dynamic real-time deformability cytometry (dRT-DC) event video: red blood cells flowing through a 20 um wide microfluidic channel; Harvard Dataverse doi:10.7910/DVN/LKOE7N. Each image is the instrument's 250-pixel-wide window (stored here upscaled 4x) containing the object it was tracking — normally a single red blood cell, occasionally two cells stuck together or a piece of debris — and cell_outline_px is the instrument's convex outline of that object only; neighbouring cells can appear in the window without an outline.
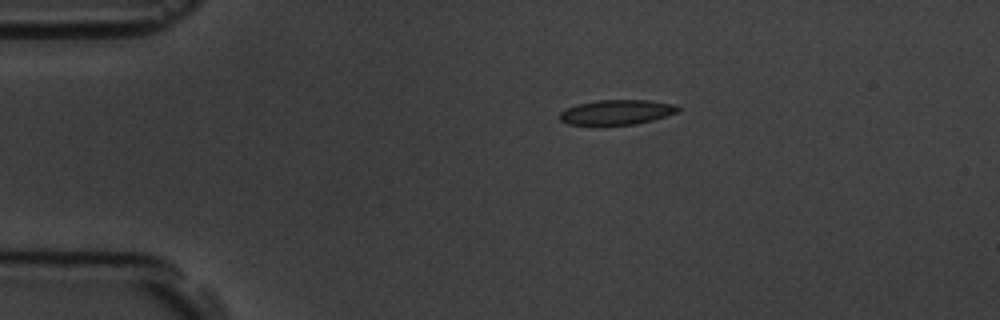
{"species": "common noctule bat (a hibernating species)", "species_latin": "Nyctalus noctula", "temperature_condition": "room temperature", "stored_images_in_passage": 10, "camera_frame_rate_fps": 3000, "um_per_image_px": 0.085, "animal": {"sex": "male", "body_mass_g": 19.5, "forearm_length_mm": 54.6}, "frame": {"image": 1, "passage_image": 4, "time_ms": 3.333, "image_size_px": [1000, 320], "cell_outline_px": [[680, 108], [676, 112], [652, 120], [636, 124], [568, 124], [560, 120], [560, 112], [576, 104], [596, 100], [648, 100], [676, 104]], "centroid_in_image_um": [52.42, 9.52], "position_along_channel_um": 32.6, "area_um2": 16.88}}
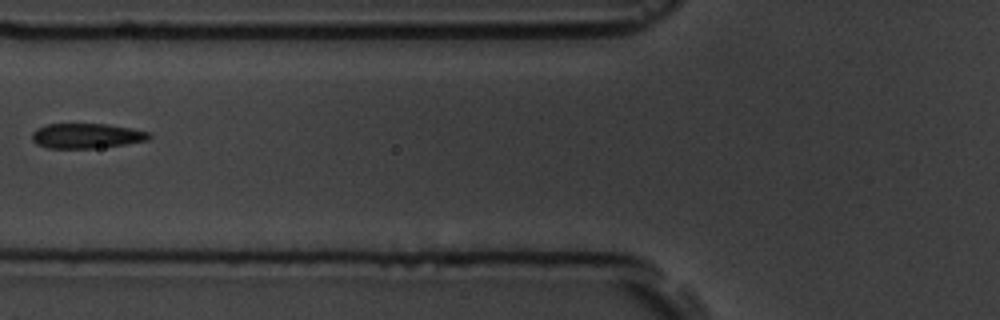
{"frame": {"image": 2, "passage_image": 7, "time_ms": 7.0, "image_size_px": [1000, 320], "cell_outline_px": [[152, 136], [148, 140], [124, 144], [92, 148], [48, 148], [36, 144], [32, 140], [32, 132], [36, 128], [44, 124], [108, 124], [132, 128], [148, 132]], "centroid_in_image_um": [7.32, 11.54], "position_along_channel_um": 118.5, "area_um2": 17.05}}
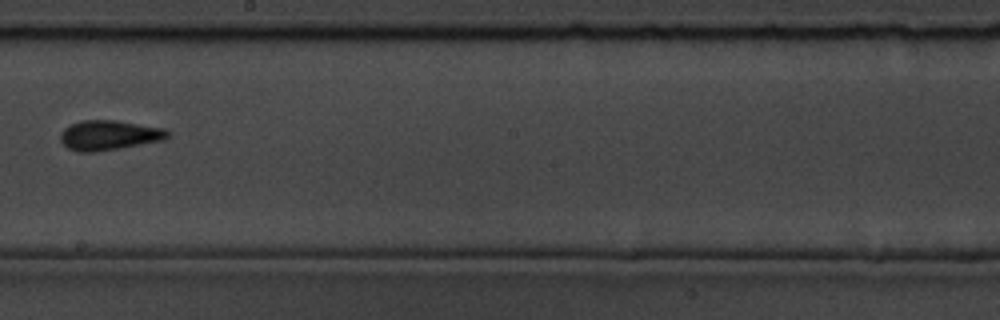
{"frame": {"image": 3, "passage_image": 10, "time_ms": 10.333, "image_size_px": [1000, 320], "cell_outline_px": [[172, 132], [164, 140], [120, 148], [92, 152], [80, 152], [68, 148], [60, 140], [60, 132], [64, 128], [80, 120], [116, 120], [164, 128]], "centroid_in_image_um": [9.28, 11.48], "position_along_channel_um": 238.9, "area_um2": 18.67}}